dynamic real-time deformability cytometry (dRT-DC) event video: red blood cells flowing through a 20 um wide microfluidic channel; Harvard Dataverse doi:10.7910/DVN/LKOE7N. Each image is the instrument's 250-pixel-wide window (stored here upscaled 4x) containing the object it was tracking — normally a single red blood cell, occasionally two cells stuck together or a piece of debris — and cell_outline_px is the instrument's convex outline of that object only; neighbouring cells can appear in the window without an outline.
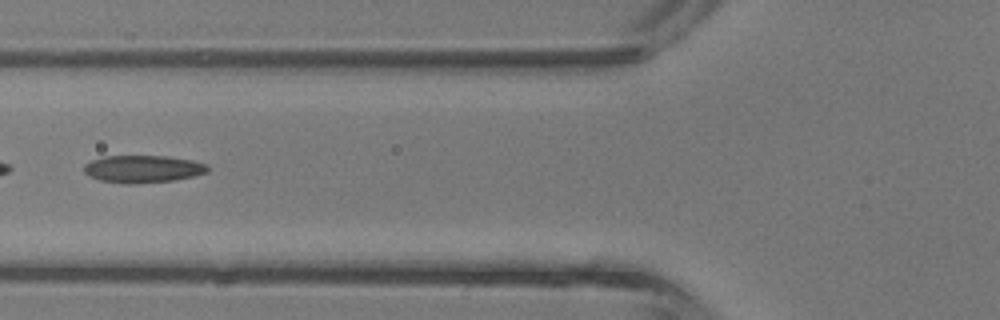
{"species": "common noctule bat (a hibernating species)", "species_latin": "Nyctalus noctula", "temperature_condition": "room temperature", "stored_images_in_passage": 40, "camera_frame_rate_fps": 3000, "um_per_image_px": 0.085, "animal": {"sex": "male", "body_mass_g": 13.3}, "frame": {"image": 1, "passage_image": 16, "time_ms": 5.0, "image_size_px": [1000, 320], "cell_outline_px": [[208, 172], [192, 176], [172, 180], [136, 184], [124, 184], [100, 180], [88, 176], [84, 172], [84, 164], [92, 160], [104, 156], [168, 156], [192, 160], [208, 164]], "centroid_in_image_um": [12.12, 14.36], "position_along_channel_um": 113.7, "area_um2": 19.83}}
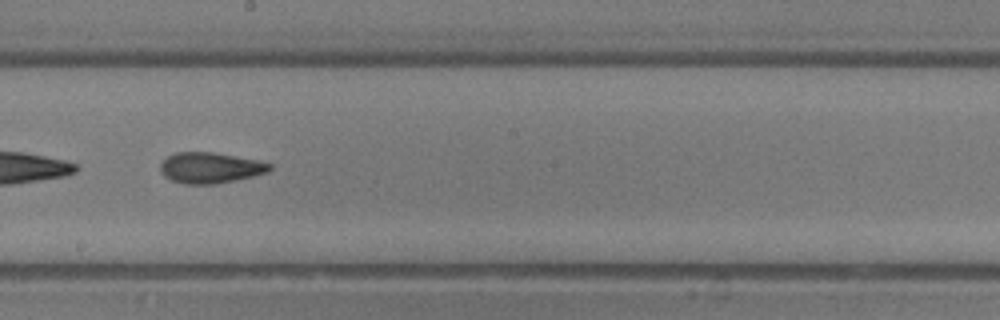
{"frame": {"image": 2, "passage_image": 23, "time_ms": 7.333, "image_size_px": [1000, 320], "cell_outline_px": [[272, 168], [268, 172], [236, 180], [216, 184], [184, 184], [172, 180], [164, 176], [160, 172], [160, 164], [168, 156], [176, 152], [212, 152], [256, 160], [272, 164]], "centroid_in_image_um": [17.85, 14.27], "position_along_channel_um": 230.3, "area_um2": 19.54}}
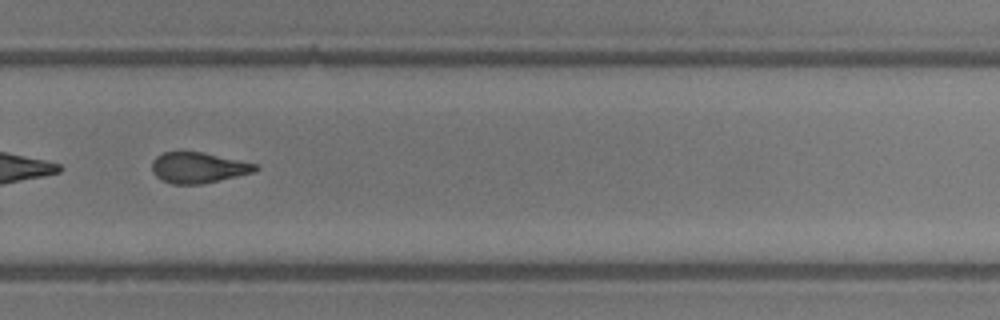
{"frame": {"image": 3, "passage_image": 28, "time_ms": 9.0, "image_size_px": [1000, 320], "cell_outline_px": [[260, 168], [252, 172], [236, 176], [200, 184], [172, 184], [156, 176], [152, 172], [152, 160], [156, 156], [164, 152], [200, 152], [260, 164]], "centroid_in_image_um": [16.85, 14.24], "position_along_channel_um": 312.9, "area_um2": 18.32}, "authors_computed_cell_mechanics": {"area_um2": 19.8543, "velocity_mm_per_s": 4.9867, "shape_relaxation_time_tau1_ms": 4.9905, "shape_relaxation_time_tau2_ms": 3.1573, "deformation_change_tau1": 0.1392, "deformation_change_tau2": 0.1297}}